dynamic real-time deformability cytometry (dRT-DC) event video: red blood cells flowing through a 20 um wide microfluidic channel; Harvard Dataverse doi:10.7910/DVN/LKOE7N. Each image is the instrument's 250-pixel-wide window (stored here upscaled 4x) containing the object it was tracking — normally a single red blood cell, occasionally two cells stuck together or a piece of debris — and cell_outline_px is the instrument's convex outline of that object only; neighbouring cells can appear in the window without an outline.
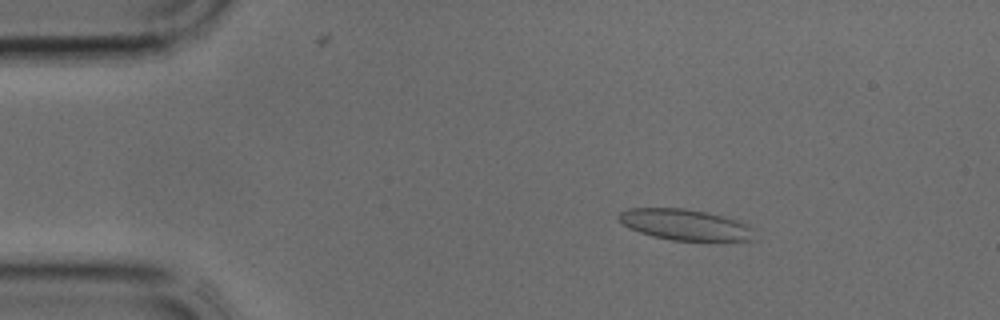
{"species": "common noctule bat (a hibernating species)", "species_latin": "Nyctalus noctula", "temperature_condition": "cold", "stored_images_in_passage": 23, "camera_frame_rate_fps": 3000, "um_per_image_px": 0.085, "animal": {"sex": "male", "body_mass_g": 17.9, "forearm_length_mm": 54.2}, "frame": {"image": 1, "passage_image": 2, "time_ms": 0.333, "image_size_px": [1000, 320], "cell_outline_px": [[756, 240], [672, 240], [652, 236], [640, 232], [624, 224], [616, 216], [620, 212], [628, 208], [684, 208], [724, 216], [748, 224], [752, 228]], "centroid_in_image_um": [58.24, 19.09], "position_along_channel_um": 26.8, "area_um2": 24.22}}
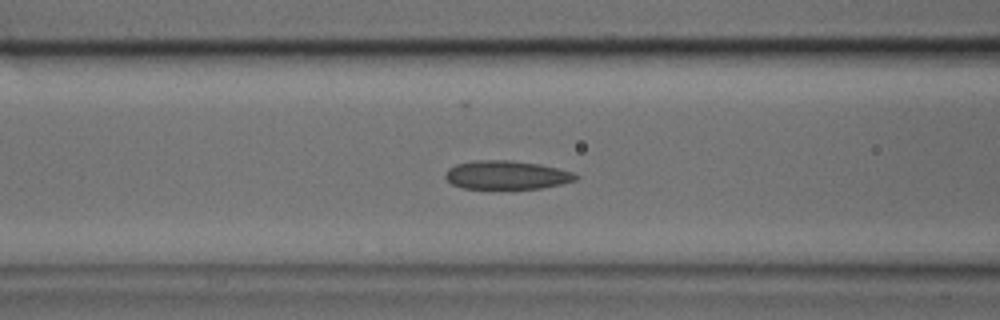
{"frame": {"image": 2, "passage_image": 11, "time_ms": 3.333, "image_size_px": [1000, 320], "cell_outline_px": [[580, 176], [576, 180], [560, 184], [540, 188], [460, 188], [452, 184], [444, 176], [448, 168], [456, 164], [476, 160], [512, 160], [540, 164], [576, 172]], "centroid_in_image_um": [43.08, 14.86], "position_along_channel_um": 123.5, "area_um2": 21.79}}
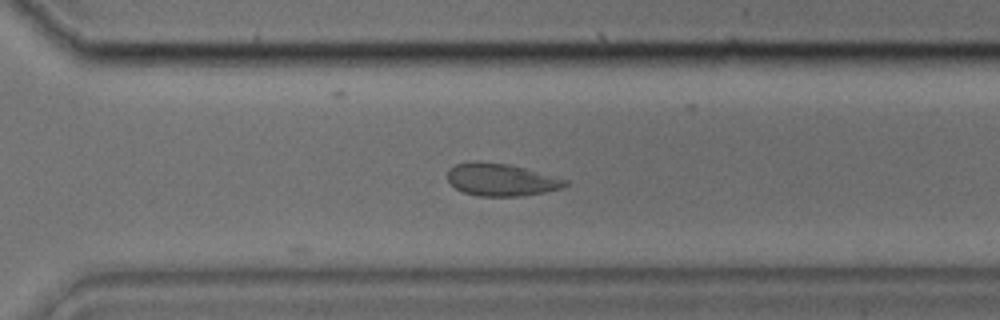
{"frame": {"image": 3, "passage_image": 23, "time_ms": 7.333, "image_size_px": [1000, 320], "cell_outline_px": [[568, 184], [560, 188], [544, 192], [524, 196], [480, 196], [464, 192], [456, 188], [448, 180], [448, 168], [456, 164], [472, 160], [476, 160], [508, 164], [568, 180]], "centroid_in_image_um": [42.56, 15.26], "position_along_channel_um": 328.0, "area_um2": 22.14}}